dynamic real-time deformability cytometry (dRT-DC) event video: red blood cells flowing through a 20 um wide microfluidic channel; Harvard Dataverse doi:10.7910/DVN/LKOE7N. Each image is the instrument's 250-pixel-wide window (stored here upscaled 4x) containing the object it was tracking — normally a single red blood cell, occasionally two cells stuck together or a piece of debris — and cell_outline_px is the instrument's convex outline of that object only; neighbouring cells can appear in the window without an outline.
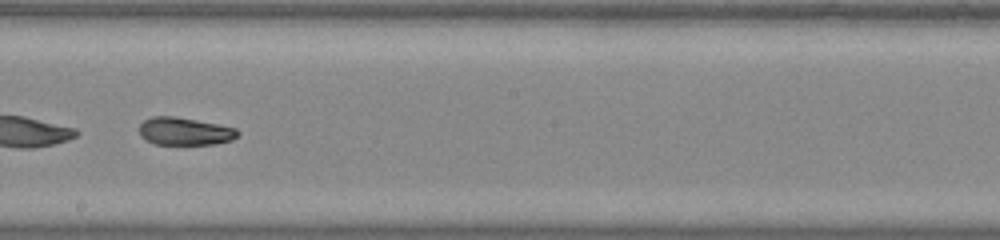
{"species": "common noctule bat (a hibernating species)", "species_latin": "Nyctalus noctula", "temperature_condition": "warm", "stored_images_in_passage": 33, "camera_frame_rate_fps": 3000, "um_per_image_px": 0.085, "animal": {"sex": "male", "body_mass_g": 20.0, "forearm_length_mm": 53.3}, "frame": {"image": 1, "passage_image": 15, "time_ms": 4.667, "image_size_px": [1000, 240], "cell_outline_px": [[240, 132], [232, 140], [216, 144], [156, 144], [144, 140], [140, 136], [140, 124], [144, 120], [152, 116], [176, 116], [236, 128]], "centroid_in_image_um": [15.68, 11.16], "position_along_channel_um": 232.5, "area_um2": 15.9}}